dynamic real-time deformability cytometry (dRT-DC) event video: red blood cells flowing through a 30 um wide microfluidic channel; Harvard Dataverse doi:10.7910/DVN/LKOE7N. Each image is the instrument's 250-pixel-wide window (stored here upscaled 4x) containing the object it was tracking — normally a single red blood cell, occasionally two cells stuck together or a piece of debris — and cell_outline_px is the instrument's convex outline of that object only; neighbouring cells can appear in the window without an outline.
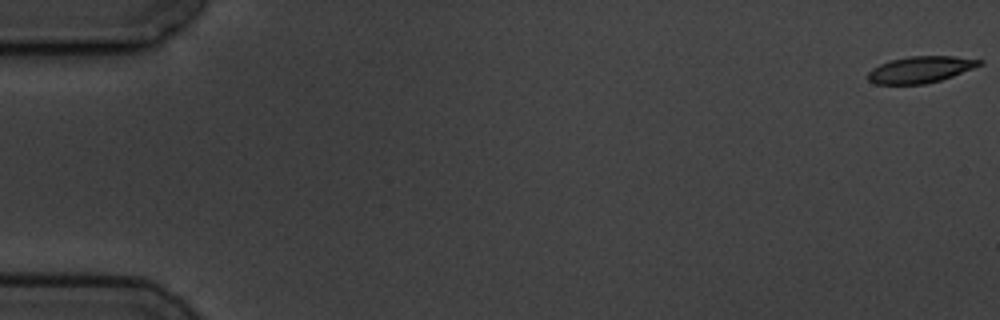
{"species": "common noctule bat (a hibernating species)", "species_latin": "Nyctalus noctula", "temperature_condition": "cold", "stored_images_in_passage": 7, "camera_frame_rate_fps": 3000, "um_per_image_px": 0.085, "animal": {"sex": "male", "body_mass_g": 19.5, "forearm_length_mm": 54.6}, "frame": {"image": 1, "passage_image": 1, "time_ms": 0.0, "image_size_px": [1000, 320], "cell_outline_px": [[984, 64], [952, 76], [940, 80], [924, 84], [876, 84], [868, 80], [868, 72], [872, 68], [880, 64], [892, 60], [908, 56], [952, 56], [984, 60]], "centroid_in_image_um": [78.25, 5.91], "position_along_channel_um": 6.7, "area_um2": 17.17}}
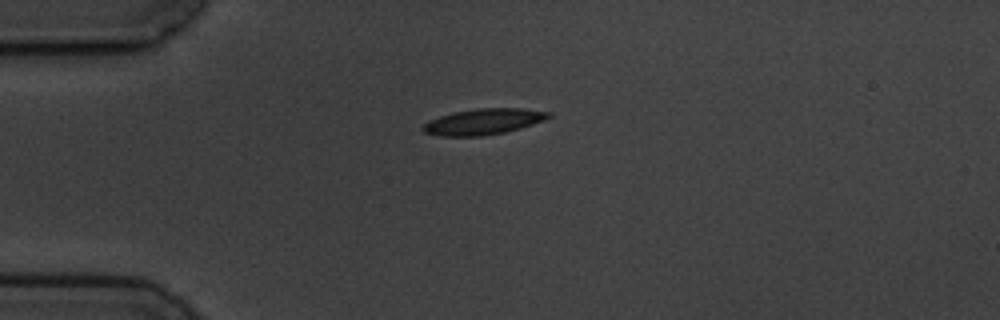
{"frame": {"image": 2, "passage_image": 5, "time_ms": 4.667, "image_size_px": [1000, 320], "cell_outline_px": [[552, 116], [544, 120], [520, 128], [504, 132], [480, 136], [440, 136], [424, 132], [420, 128], [428, 120], [452, 112], [476, 108], [524, 108], [552, 112]], "centroid_in_image_um": [41.08, 10.33], "position_along_channel_um": 43.9, "area_um2": 19.07}}
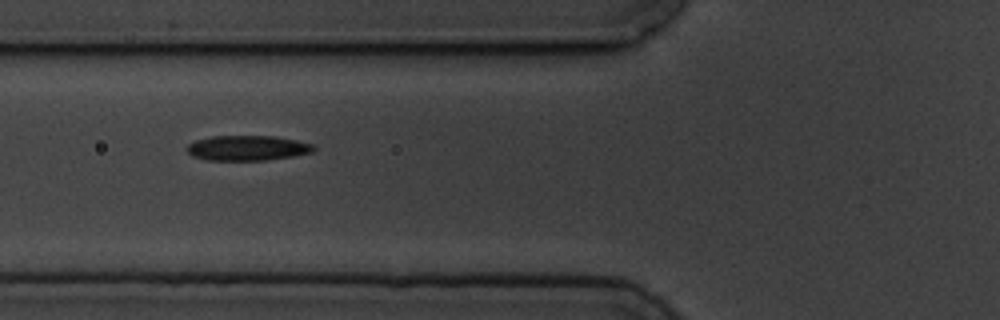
{"frame": {"image": 3, "passage_image": 7, "time_ms": 7.0, "image_size_px": [1000, 320], "cell_outline_px": [[316, 148], [312, 152], [292, 156], [264, 160], [208, 160], [192, 156], [184, 148], [188, 144], [196, 140], [212, 136], [276, 136], [296, 140], [312, 144]], "centroid_in_image_um": [21.0, 12.57], "position_along_channel_um": 104.8, "area_um2": 18.5}}